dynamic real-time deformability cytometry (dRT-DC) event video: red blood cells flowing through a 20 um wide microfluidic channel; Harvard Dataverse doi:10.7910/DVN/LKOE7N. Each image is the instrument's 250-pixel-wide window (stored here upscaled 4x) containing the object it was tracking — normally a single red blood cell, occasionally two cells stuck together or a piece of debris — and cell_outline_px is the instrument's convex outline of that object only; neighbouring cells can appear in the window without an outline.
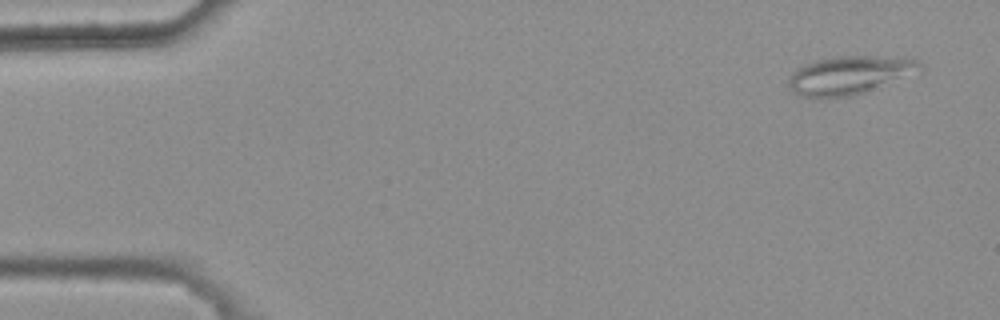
{"species": "common noctule bat (a hibernating species)", "species_latin": "Nyctalus noctula", "temperature_condition": "warm", "stored_images_in_passage": 4, "camera_frame_rate_fps": 3000, "um_per_image_px": 0.085, "animal": {"sex": "female", "body_mass_g": 25.1}, "frame": {"image": 1, "passage_image": 1, "time_ms": 0.0, "image_size_px": [1000, 320], "cell_outline_px": [[924, 68], [920, 72], [864, 92], [852, 96], [828, 100], [820, 100], [800, 96], [792, 92], [788, 88], [788, 80], [792, 72], [804, 64], [812, 60], [832, 56], [904, 56], [916, 60], [924, 64]], "centroid_in_image_um": [72.19, 6.4], "position_along_channel_um": 12.8, "area_um2": 30.52}}